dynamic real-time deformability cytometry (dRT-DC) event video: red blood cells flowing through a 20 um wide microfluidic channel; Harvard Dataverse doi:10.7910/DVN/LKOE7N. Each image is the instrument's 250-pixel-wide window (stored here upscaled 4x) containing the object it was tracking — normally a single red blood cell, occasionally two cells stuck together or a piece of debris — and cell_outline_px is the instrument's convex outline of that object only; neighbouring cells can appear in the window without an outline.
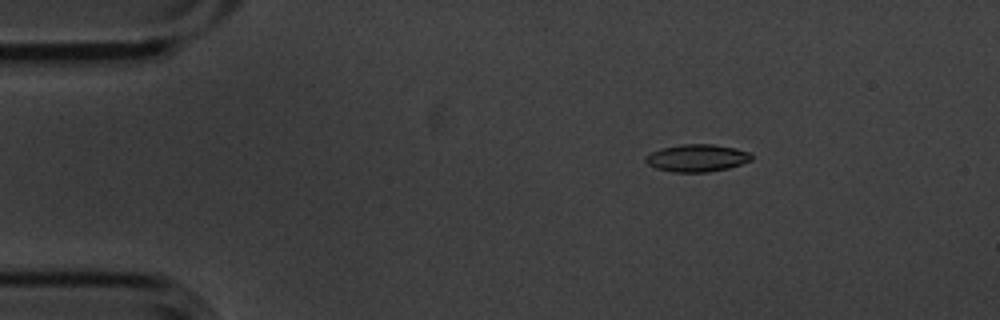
{"species": "common noctule bat (a hibernating species)", "species_latin": "Nyctalus noctula", "temperature_condition": "cold", "stored_images_in_passage": 5, "camera_frame_rate_fps": 3000, "um_per_image_px": 0.085, "animal": {"sex": "male", "body_mass_g": 20.1, "forearm_length_mm": 53.5}, "frame": {"image": 1, "passage_image": 3, "time_ms": 0.667, "image_size_px": [1000, 320], "cell_outline_px": [[752, 160], [728, 168], [708, 172], [672, 172], [656, 168], [648, 164], [644, 160], [644, 156], [660, 148], [684, 144], [712, 144], [736, 148], [752, 152]], "centroid_in_image_um": [59.25, 13.42], "position_along_channel_um": 25.8, "area_um2": 16.99}}